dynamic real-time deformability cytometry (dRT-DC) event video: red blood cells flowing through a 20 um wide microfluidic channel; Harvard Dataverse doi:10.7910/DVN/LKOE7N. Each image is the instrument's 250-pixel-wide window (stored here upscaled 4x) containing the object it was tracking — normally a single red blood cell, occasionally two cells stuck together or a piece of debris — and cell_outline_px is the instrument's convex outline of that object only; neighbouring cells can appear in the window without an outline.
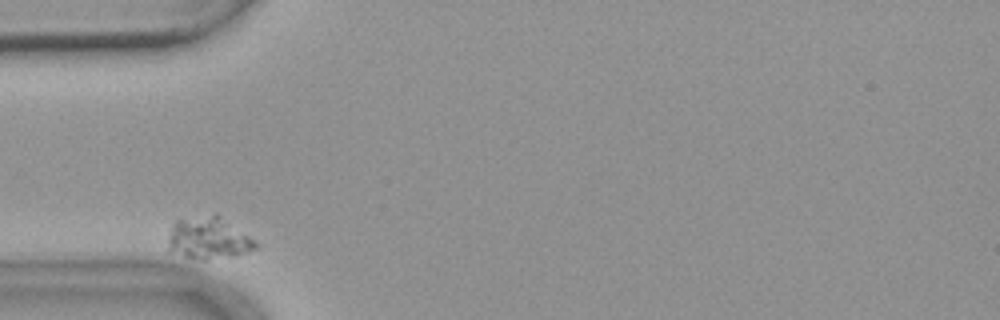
{"species": "common noctule bat (a hibernating species)", "species_latin": "Nyctalus noctula", "temperature_condition": "warm", "stored_images_in_passage": 2, "camera_frame_rate_fps": 3000, "um_per_image_px": 0.085, "animal": {"sex": "female", "body_mass_g": 18.4}, "frame": {"image": 1, "passage_image": 1, "time_ms": 0.0, "image_size_px": [1000, 320], "cell_outline_px": [[260, 248], [236, 256], [204, 260], [184, 256], [168, 248], [168, 240], [172, 228], [176, 220], [216, 212], [256, 240]], "centroid_in_image_um": [17.81, 20.23], "position_along_channel_um": 67.2, "area_um2": 21.73}}